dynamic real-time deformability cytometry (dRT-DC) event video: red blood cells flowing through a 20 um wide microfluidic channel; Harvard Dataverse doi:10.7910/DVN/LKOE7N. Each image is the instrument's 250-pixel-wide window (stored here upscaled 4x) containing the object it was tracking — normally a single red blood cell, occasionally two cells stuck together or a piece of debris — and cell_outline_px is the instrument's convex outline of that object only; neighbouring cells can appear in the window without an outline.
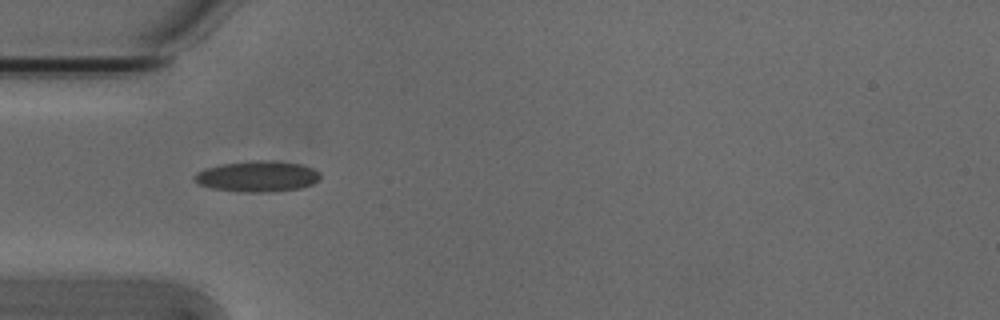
{"species": "Egyptian fruit bat (a non-hibernating species)", "species_latin": "Rousettus aegyptiacus", "temperature_condition": "cold", "stored_images_in_passage": 5, "camera_frame_rate_fps": 3000, "um_per_image_px": 0.085, "animal": {"sex": "male"}, "frame": {"image": 1, "passage_image": 4, "time_ms": 1.0, "image_size_px": [1000, 320], "cell_outline_px": [[320, 180], [312, 184], [300, 188], [268, 192], [240, 192], [212, 188], [200, 184], [192, 180], [192, 176], [196, 172], [204, 168], [220, 164], [252, 160], [272, 160], [300, 164], [312, 168], [320, 172]], "centroid_in_image_um": [21.85, 14.98], "position_along_channel_um": 63.2, "area_um2": 22.89}}